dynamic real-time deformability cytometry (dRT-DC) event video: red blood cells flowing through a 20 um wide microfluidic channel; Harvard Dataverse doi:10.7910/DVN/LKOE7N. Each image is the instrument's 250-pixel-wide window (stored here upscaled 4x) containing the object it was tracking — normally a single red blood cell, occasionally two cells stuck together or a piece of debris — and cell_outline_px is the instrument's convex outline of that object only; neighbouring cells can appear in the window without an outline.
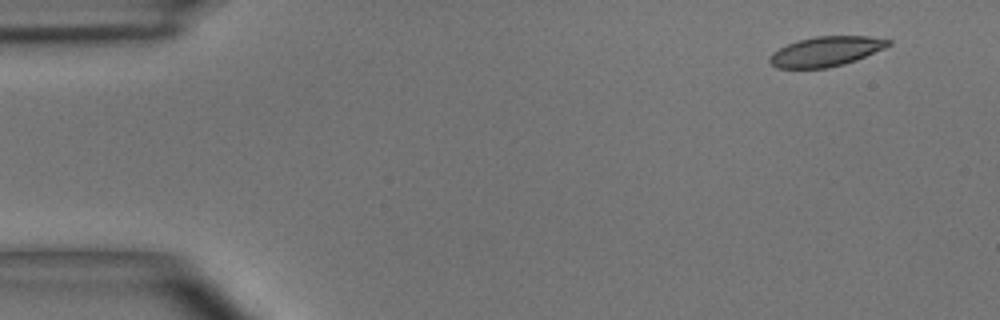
{"species": "common noctule bat (a hibernating species)", "species_latin": "Nyctalus noctula", "temperature_condition": "room temperature", "stored_images_in_passage": 3, "camera_frame_rate_fps": 3000, "um_per_image_px": 0.085, "animal": {"sex": "male", "body_mass_g": 15.6}, "frame": {"image": 1, "passage_image": 1, "time_ms": 0.0, "image_size_px": [1000, 320], "cell_outline_px": [[892, 44], [884, 48], [856, 60], [844, 64], [828, 68], [776, 68], [768, 60], [768, 56], [772, 52], [788, 44], [800, 40], [816, 36], [868, 36], [892, 40]], "centroid_in_image_um": [70.2, 4.37], "position_along_channel_um": 14.8, "area_um2": 20.58}}